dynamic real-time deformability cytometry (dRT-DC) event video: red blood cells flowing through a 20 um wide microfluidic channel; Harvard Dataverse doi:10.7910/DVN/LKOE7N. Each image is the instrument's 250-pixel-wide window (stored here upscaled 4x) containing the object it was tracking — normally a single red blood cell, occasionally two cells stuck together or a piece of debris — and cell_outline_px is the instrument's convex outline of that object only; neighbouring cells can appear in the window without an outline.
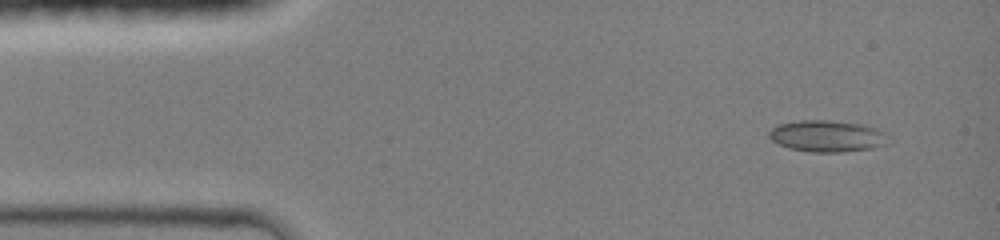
{"species": "common noctule bat (a hibernating species)", "species_latin": "Nyctalus noctula", "temperature_condition": "room temperature", "stored_images_in_passage": 12, "camera_frame_rate_fps": 3000, "um_per_image_px": 0.085, "animal": {"sex": "female", "body_mass_g": 19.0, "forearm_length_mm": 51.5}, "frame": {"image": 1, "passage_image": 1, "time_ms": 0.0, "image_size_px": [1000, 240], "cell_outline_px": [[892, 144], [872, 148], [840, 152], [808, 152], [788, 148], [772, 140], [768, 136], [768, 132], [776, 124], [800, 120], [828, 120], [860, 124], [876, 128], [884, 132], [888, 136]], "centroid_in_image_um": [70.33, 11.57], "position_along_channel_um": 14.7, "area_um2": 22.2}}
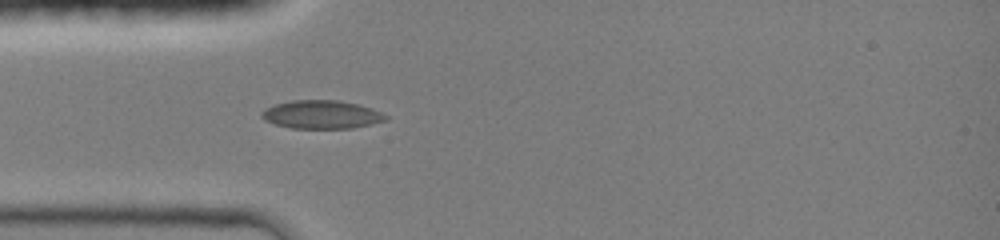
{"frame": {"image": 2, "passage_image": 9, "time_ms": 3.0, "image_size_px": [1000, 240], "cell_outline_px": [[388, 120], [372, 124], [352, 128], [292, 128], [276, 124], [264, 120], [260, 116], [260, 112], [264, 108], [276, 104], [292, 100], [340, 100], [372, 108], [388, 116]], "centroid_in_image_um": [27.32, 9.73], "position_along_channel_um": 57.7, "area_um2": 20.52}}
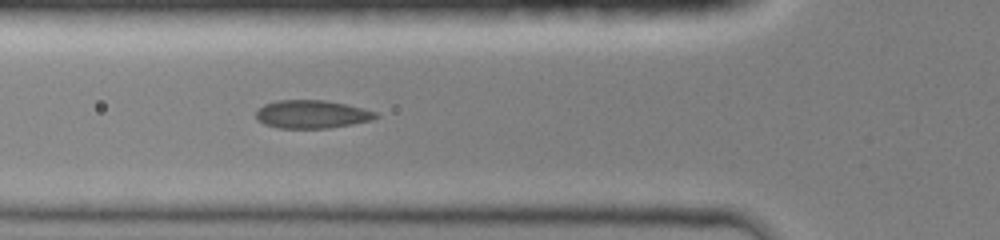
{"frame": {"image": 3, "passage_image": 12, "time_ms": 4.0, "image_size_px": [1000, 240], "cell_outline_px": [[380, 116], [372, 120], [352, 124], [328, 128], [276, 128], [264, 124], [256, 120], [256, 112], [264, 104], [276, 100], [324, 100], [344, 104], [376, 112]], "centroid_in_image_um": [26.47, 9.72], "position_along_channel_um": 99.3, "area_um2": 19.59}}